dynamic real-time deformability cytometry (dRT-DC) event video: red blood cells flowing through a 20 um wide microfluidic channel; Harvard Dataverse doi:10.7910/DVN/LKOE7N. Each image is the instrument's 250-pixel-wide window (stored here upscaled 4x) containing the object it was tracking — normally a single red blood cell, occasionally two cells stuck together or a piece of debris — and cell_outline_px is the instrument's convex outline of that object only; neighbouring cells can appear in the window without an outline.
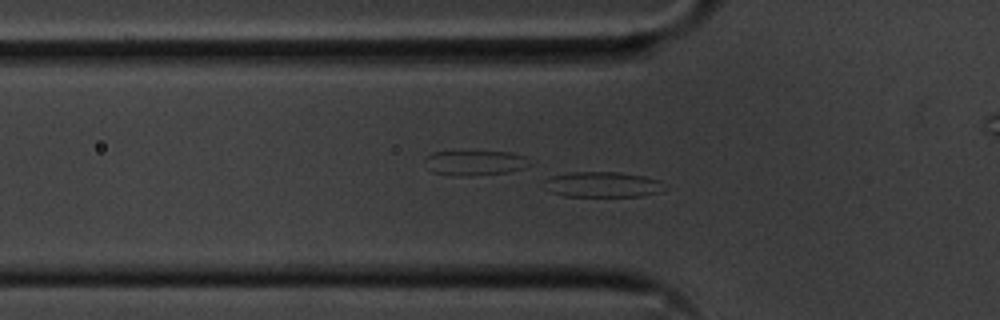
{"species": "common noctule bat (a hibernating species)", "species_latin": "Nyctalus noctula", "temperature_condition": "cold", "stored_images_in_passage": 44, "camera_frame_rate_fps": 3000, "um_per_image_px": 0.085, "animal": {"sex": "male", "body_mass_g": 20.1, "forearm_length_mm": 53.5}, "frame": {"image": 1, "passage_image": 16, "time_ms": 5.0, "image_size_px": [1000, 320], "cell_outline_px": [[664, 192], [640, 196], [564, 196], [552, 192], [544, 180], [552, 176], [568, 172], [620, 172], [644, 176], [660, 180]], "centroid_in_image_um": [51.27, 15.68], "position_along_channel_um": 74.5, "area_um2": 17.69}}
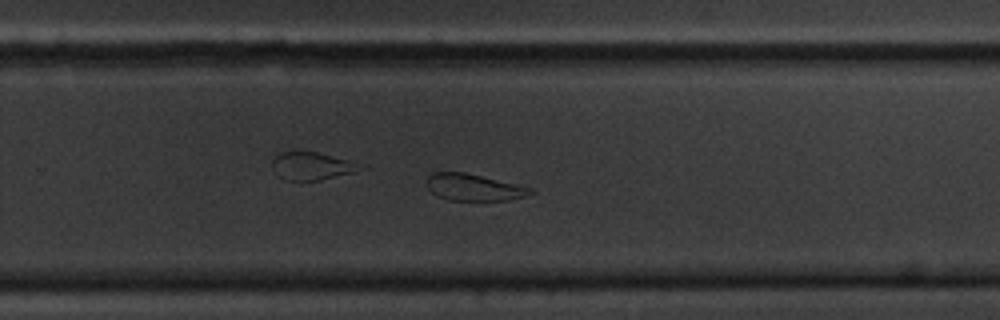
{"frame": {"image": 2, "passage_image": 34, "time_ms": 11.0, "image_size_px": [1000, 320], "cell_outline_px": [[536, 192], [524, 196], [508, 200], [448, 200], [436, 196], [428, 188], [428, 176], [432, 172], [464, 172], [536, 188]], "centroid_in_image_um": [40.32, 15.92], "position_along_channel_um": 289.5, "area_um2": 16.24}}
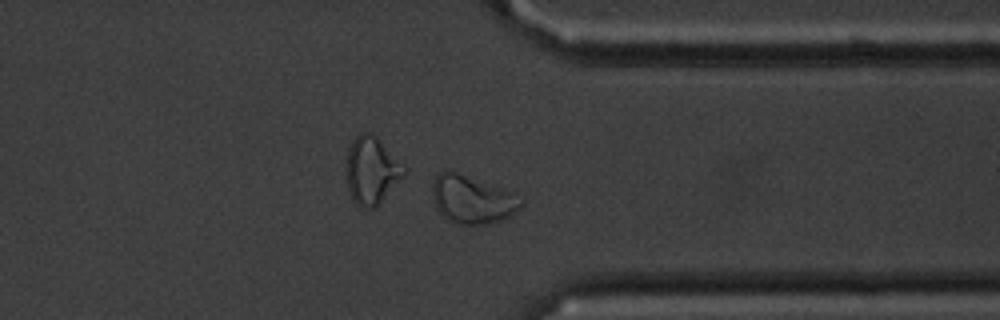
{"frame": {"image": 3, "passage_image": 41, "time_ms": 13.333, "image_size_px": [1000, 320], "cell_outline_px": [[524, 204], [520, 208], [508, 216], [500, 220], [484, 224], [456, 224], [448, 220], [436, 208], [432, 200], [432, 184], [436, 172], [444, 168], [516, 192], [524, 200]], "centroid_in_image_um": [40.12, 16.92], "position_along_channel_um": 371.3, "area_um2": 25.26}}